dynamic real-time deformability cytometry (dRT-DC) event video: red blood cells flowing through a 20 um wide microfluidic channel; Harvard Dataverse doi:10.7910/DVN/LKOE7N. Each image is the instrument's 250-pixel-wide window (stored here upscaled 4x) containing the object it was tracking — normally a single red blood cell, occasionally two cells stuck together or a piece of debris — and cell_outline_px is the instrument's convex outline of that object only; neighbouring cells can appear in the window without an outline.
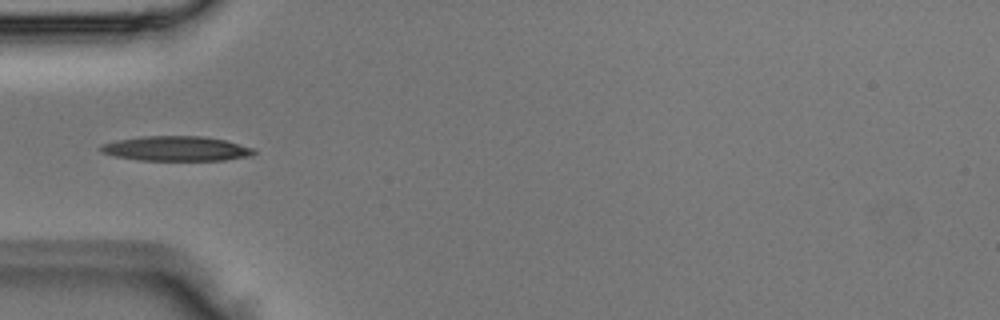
{"species": "Egyptian fruit bat (a non-hibernating species)", "species_latin": "Rousettus aegyptiacus", "temperature_condition": "room temperature", "stored_images_in_passage": 2, "camera_frame_rate_fps": 3000, "um_per_image_px": 0.085, "animal": {"sex": "male"}, "frame": {"image": 1, "passage_image": 2, "time_ms": 0.333, "image_size_px": [1000, 320], "cell_outline_px": [[256, 152], [252, 156], [224, 160], [136, 160], [112, 156], [100, 152], [96, 148], [100, 144], [116, 140], [140, 136], [204, 136], [224, 140], [256, 148]], "centroid_in_image_um": [14.93, 12.63], "position_along_channel_um": 70.1, "area_um2": 22.54}}